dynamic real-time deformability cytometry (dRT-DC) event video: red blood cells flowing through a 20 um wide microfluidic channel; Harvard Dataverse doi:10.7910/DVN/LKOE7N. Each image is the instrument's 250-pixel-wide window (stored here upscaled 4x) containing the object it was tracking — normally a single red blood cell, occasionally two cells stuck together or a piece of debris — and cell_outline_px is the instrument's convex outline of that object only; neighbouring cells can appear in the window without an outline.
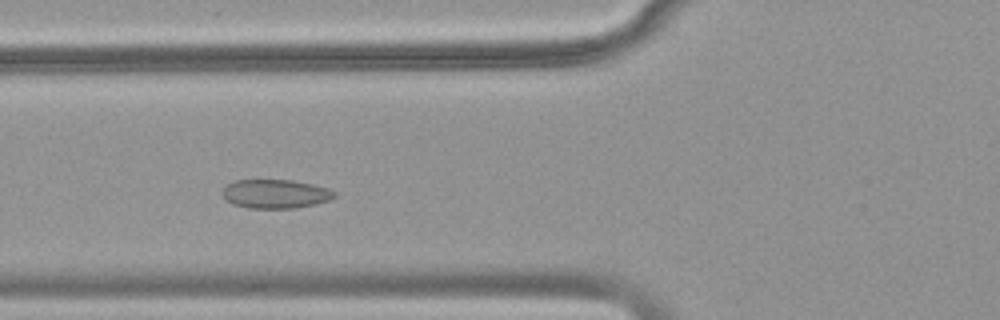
{"species": "common noctule bat (a hibernating species)", "species_latin": "Nyctalus noctula", "temperature_condition": "warm", "stored_images_in_passage": 41, "camera_frame_rate_fps": 3000, "um_per_image_px": 0.085, "animal": {"sex": "female", "body_mass_g": 18.4}, "frame": {"image": 1, "passage_image": 8, "time_ms": 2.333, "image_size_px": [1000, 320], "cell_outline_px": [[336, 196], [328, 200], [316, 204], [292, 208], [248, 208], [232, 204], [224, 196], [224, 188], [228, 184], [236, 180], [292, 180], [312, 184], [328, 188], [336, 192]], "centroid_in_image_um": [23.44, 16.48], "position_along_channel_um": 102.4, "area_um2": 18.67}}
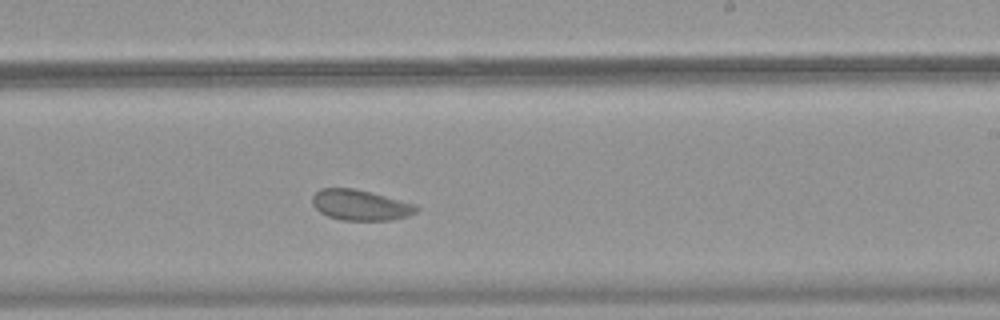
{"frame": {"image": 2, "passage_image": 20, "time_ms": 6.333, "image_size_px": [1000, 320], "cell_outline_px": [[420, 208], [416, 212], [408, 216], [392, 220], [340, 220], [328, 216], [320, 212], [312, 204], [312, 196], [320, 188], [352, 188], [416, 204]], "centroid_in_image_um": [30.62, 17.44], "position_along_channel_um": 258.4, "area_um2": 18.44}}
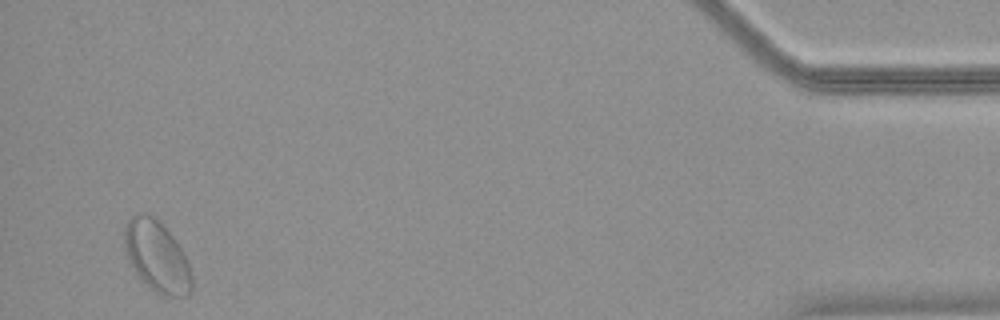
{"frame": {"image": 3, "passage_image": 38, "time_ms": 12.333, "image_size_px": [1000, 320], "cell_outline_px": [[192, 288], [188, 296], [168, 296], [156, 292], [136, 272], [128, 256], [124, 244], [124, 228], [128, 220], [136, 212], [152, 216], [172, 236], [180, 248], [188, 264], [192, 276]], "centroid_in_image_um": [13.34, 21.79], "position_along_channel_um": 421.9, "area_um2": 26.99}}